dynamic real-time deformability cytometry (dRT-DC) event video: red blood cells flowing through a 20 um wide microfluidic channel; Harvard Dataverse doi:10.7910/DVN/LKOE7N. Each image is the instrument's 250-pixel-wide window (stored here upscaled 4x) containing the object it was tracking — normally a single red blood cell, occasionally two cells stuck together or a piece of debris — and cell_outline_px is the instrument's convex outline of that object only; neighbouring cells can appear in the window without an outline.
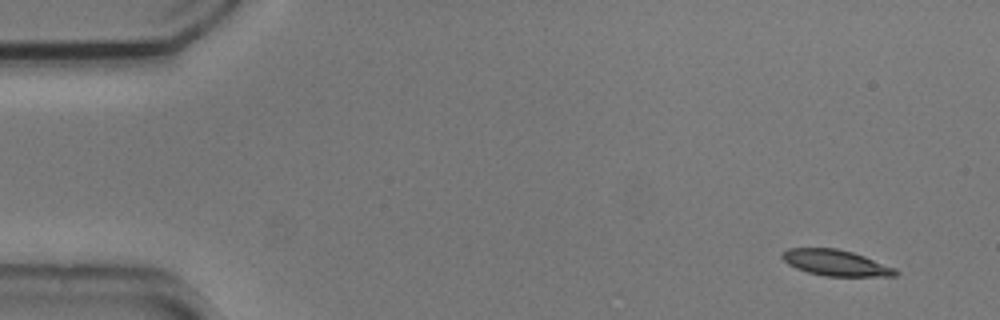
{"species": "common noctule bat (a hibernating species)", "species_latin": "Nyctalus noctula", "temperature_condition": "cold", "stored_images_in_passage": 5, "camera_frame_rate_fps": 3000, "um_per_image_px": 0.085, "animal": {"sex": "male", "body_mass_g": 20.5, "forearm_length_mm": 52.5}, "frame": {"image": 1, "passage_image": 1, "time_ms": 0.0, "image_size_px": [1000, 320], "cell_outline_px": [[900, 272], [896, 276], [824, 276], [808, 272], [796, 268], [788, 264], [780, 256], [788, 248], [836, 248], [852, 252], [864, 256], [896, 268]], "centroid_in_image_um": [71.06, 22.34], "position_along_channel_um": 13.9, "area_um2": 17.11}}
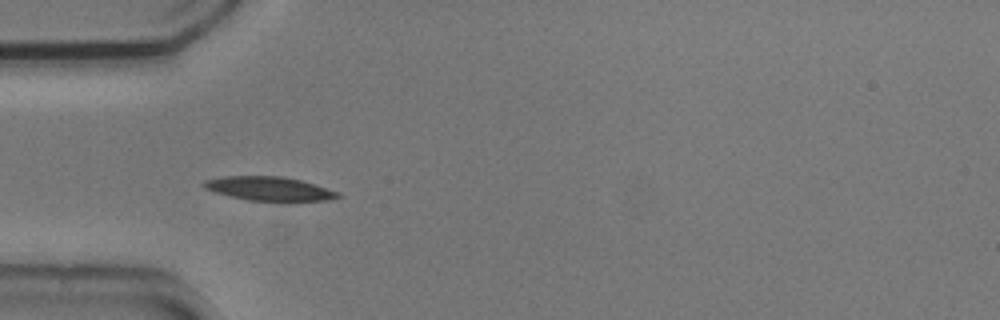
{"frame": {"image": 2, "passage_image": 4, "time_ms": 1.0, "image_size_px": [1000, 320], "cell_outline_px": [[344, 196], [328, 200], [292, 204], [280, 204], [248, 200], [228, 196], [204, 188], [200, 184], [204, 180], [224, 176], [280, 176], [300, 180], [340, 192]], "centroid_in_image_um": [22.95, 16.1], "position_along_channel_um": 62.0, "area_um2": 19.83}}